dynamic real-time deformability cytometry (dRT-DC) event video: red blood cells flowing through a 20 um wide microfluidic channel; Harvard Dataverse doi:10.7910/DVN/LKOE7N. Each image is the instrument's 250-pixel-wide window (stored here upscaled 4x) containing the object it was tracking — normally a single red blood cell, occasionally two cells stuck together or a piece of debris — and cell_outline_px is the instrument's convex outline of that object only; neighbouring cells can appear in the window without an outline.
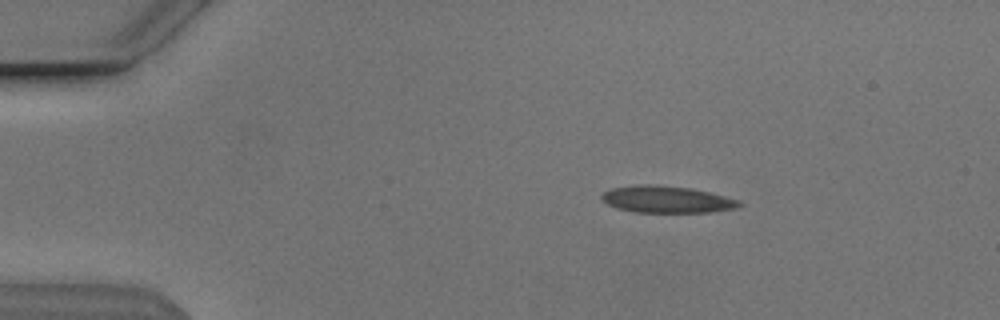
{"species": "Egyptian fruit bat (a non-hibernating species)", "species_latin": "Rousettus aegyptiacus", "temperature_condition": "cold", "stored_images_in_passage": 52, "camera_frame_rate_fps": 3000, "um_per_image_px": 0.085, "animal": {"sex": "male"}, "frame": {"image": 1, "passage_image": 8, "time_ms": 2.333, "image_size_px": [1000, 320], "cell_outline_px": [[744, 204], [736, 208], [708, 212], [636, 212], [616, 208], [608, 204], [600, 196], [604, 192], [612, 188], [640, 184], [652, 184], [692, 188], [740, 200]], "centroid_in_image_um": [56.69, 16.94], "position_along_channel_um": 28.3, "area_um2": 21.44}}
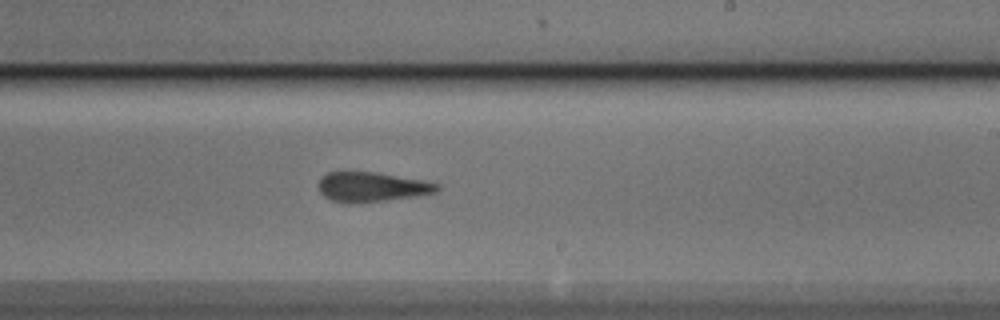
{"frame": {"image": 2, "passage_image": 31, "time_ms": 10.0, "image_size_px": [1000, 320], "cell_outline_px": [[440, 188], [436, 192], [416, 196], [388, 200], [352, 204], [348, 204], [332, 200], [324, 196], [320, 192], [320, 180], [328, 172], [376, 172], [420, 180], [440, 184]], "centroid_in_image_um": [31.61, 15.91], "position_along_channel_um": 257.4, "area_um2": 20.35}}
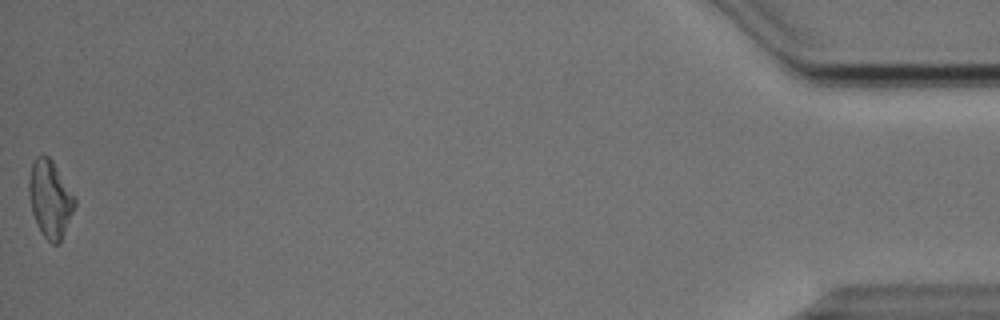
{"frame": {"image": 3, "passage_image": 52, "time_ms": 17.0, "image_size_px": [1000, 320], "cell_outline_px": [[76, 208], [60, 244], [52, 244], [44, 236], [32, 212], [28, 188], [28, 180], [32, 164], [36, 156], [44, 152], [52, 160], [76, 196]], "centroid_in_image_um": [4.3, 16.89], "position_along_channel_um": 430.9, "area_um2": 20.92}, "authors_computed_cell_mechanics": {"area_um2": 21.0392, "velocity_mm_per_s": 3.8451, "shape_relaxation_time_tau1_ms": 4.7967, "shape_relaxation_time_tau2_ms": 2.0896, "deformation_change_tau1": 0.1467, "deformation_change_tau2": 0.1141}}